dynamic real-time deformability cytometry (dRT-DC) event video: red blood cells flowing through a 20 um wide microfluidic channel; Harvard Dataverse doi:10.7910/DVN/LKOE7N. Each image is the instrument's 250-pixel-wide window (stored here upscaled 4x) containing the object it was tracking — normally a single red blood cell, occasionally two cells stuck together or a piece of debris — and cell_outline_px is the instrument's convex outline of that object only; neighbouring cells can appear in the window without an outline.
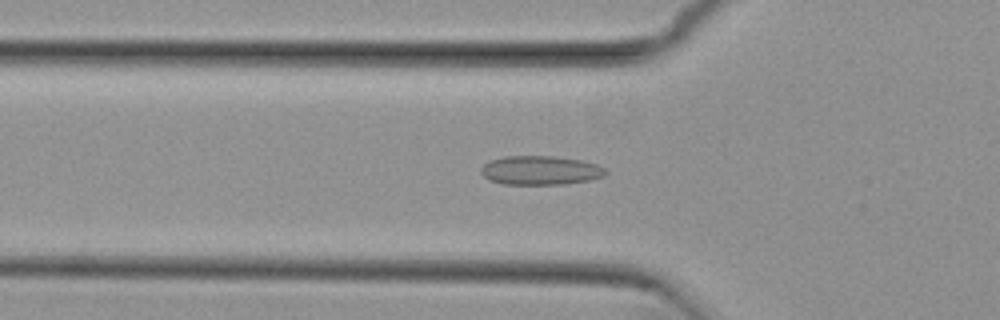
{"species": "common noctule bat (a hibernating species)", "species_latin": "Nyctalus noctula", "temperature_condition": "cold", "stored_images_in_passage": 44, "camera_frame_rate_fps": 3000, "um_per_image_px": 0.085, "animal": {"sex": "female", "body_mass_g": 29.2, "forearm_length_mm": 56.3}, "frame": {"image": 1, "passage_image": 9, "time_ms": 2.667, "image_size_px": [1000, 320], "cell_outline_px": [[608, 172], [604, 176], [592, 180], [564, 184], [504, 184], [488, 180], [480, 172], [480, 168], [488, 160], [504, 156], [552, 156], [580, 160], [596, 164], [604, 168]], "centroid_in_image_um": [45.91, 14.48], "position_along_channel_um": 79.9, "area_um2": 21.21}}
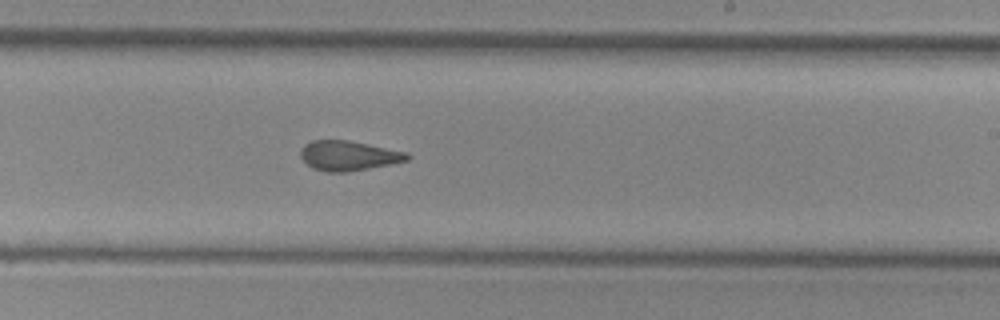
{"frame": {"image": 2, "passage_image": 23, "time_ms": 7.333, "image_size_px": [1000, 320], "cell_outline_px": [[412, 156], [408, 160], [392, 164], [348, 172], [328, 172], [312, 168], [300, 156], [300, 148], [304, 144], [312, 140], [348, 140], [408, 152]], "centroid_in_image_um": [29.64, 13.23], "position_along_channel_um": 259.4, "area_um2": 18.67}}
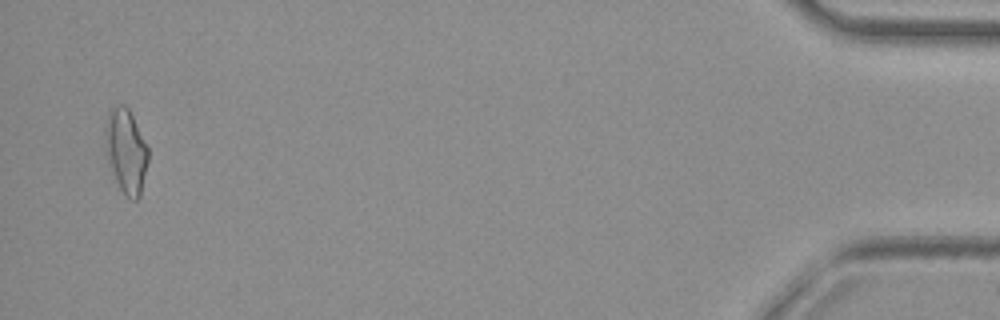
{"frame": {"image": 3, "passage_image": 43, "time_ms": 14.0, "image_size_px": [1000, 320], "cell_outline_px": [[148, 160], [140, 196], [136, 200], [128, 200], [120, 188], [112, 172], [108, 160], [104, 136], [104, 132], [108, 112], [112, 108], [120, 104], [124, 104], [128, 108], [148, 148]], "centroid_in_image_um": [10.7, 12.85], "position_along_channel_um": 424.5, "area_um2": 20.87}, "authors_computed_cell_mechanics": {"area_um2": 19.0162, "velocity_mm_per_s": 3.8347, "shape_relaxation_time_tau1_ms": null, "shape_relaxation_time_tau2_ms": 2.502, "deformation_change_tau1": null, "deformation_change_tau2": 0.0881}}